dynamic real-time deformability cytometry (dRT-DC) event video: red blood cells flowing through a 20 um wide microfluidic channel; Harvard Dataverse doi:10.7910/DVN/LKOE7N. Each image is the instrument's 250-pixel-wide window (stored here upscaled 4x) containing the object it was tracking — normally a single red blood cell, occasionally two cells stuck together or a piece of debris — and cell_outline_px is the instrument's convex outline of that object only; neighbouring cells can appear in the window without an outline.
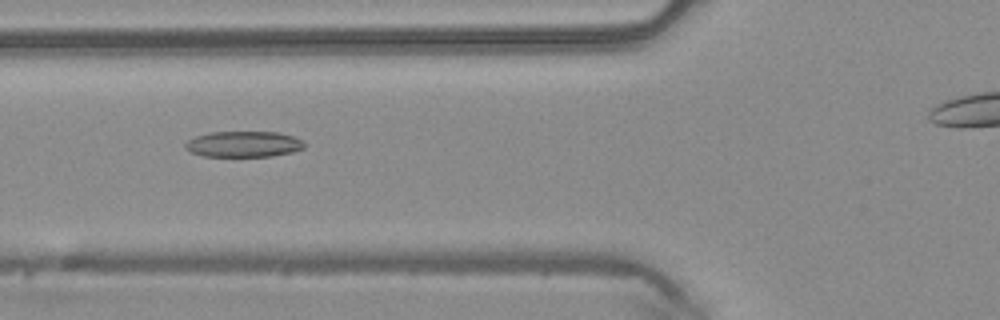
{"species": "common noctule bat (a hibernating species)", "species_latin": "Nyctalus noctula", "temperature_condition": "warm", "stored_images_in_passage": 36, "camera_frame_rate_fps": 3000, "um_per_image_px": 0.085, "animal": {"sex": "male", "body_mass_g": 20.4}, "frame": {"image": 1, "passage_image": 4, "time_ms": 1.0, "image_size_px": [1000, 320], "cell_outline_px": [[304, 148], [292, 152], [272, 156], [204, 156], [188, 152], [184, 148], [184, 144], [188, 140], [196, 136], [208, 132], [280, 132], [292, 136], [300, 140], [304, 144]], "centroid_in_image_um": [20.65, 12.25], "position_along_channel_um": 105.1, "area_um2": 17.98}}
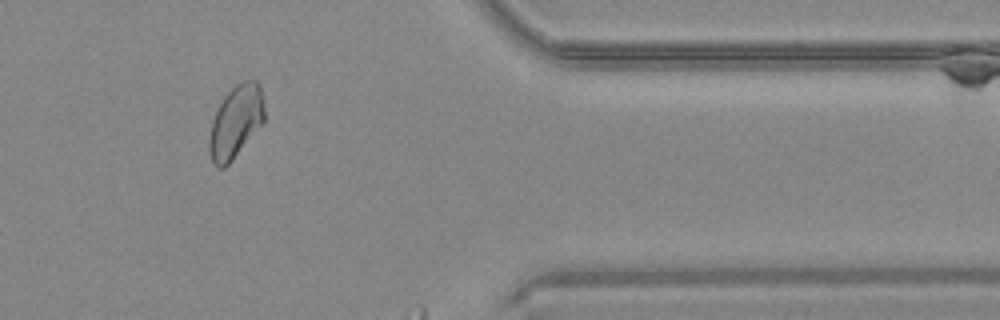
{"frame": {"image": 2, "passage_image": 33, "time_ms": 10.667, "image_size_px": [1000, 320], "cell_outline_px": [[264, 124], [232, 160], [224, 168], [216, 168], [212, 160], [208, 148], [208, 140], [212, 120], [224, 96], [236, 84], [244, 80], [256, 80], [260, 88], [264, 100]], "centroid_in_image_um": [20.05, 10.37], "position_along_channel_um": 391.4, "area_um2": 23.47}}